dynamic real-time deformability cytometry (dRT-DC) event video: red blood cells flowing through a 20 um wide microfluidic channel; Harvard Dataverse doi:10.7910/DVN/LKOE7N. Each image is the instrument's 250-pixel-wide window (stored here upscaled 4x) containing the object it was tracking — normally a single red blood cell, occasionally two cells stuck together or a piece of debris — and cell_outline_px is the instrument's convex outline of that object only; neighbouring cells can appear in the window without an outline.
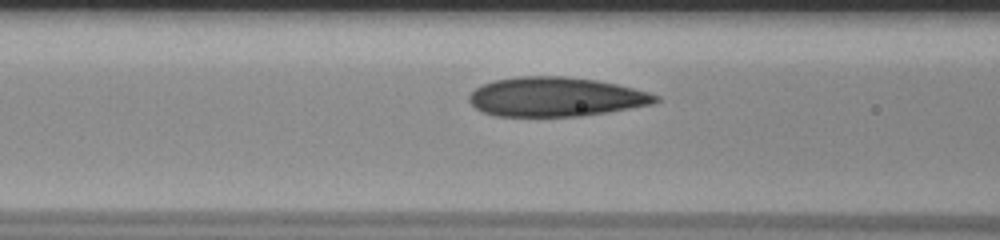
{"species": "human", "species_latin": "Homo sapiens", "temperature_condition": "room temperature", "stored_images_in_passage": 34, "camera_frame_rate_fps": 3000, "um_per_image_px": 0.085, "donor": {"sex": "male"}, "frame": {"image": 1, "passage_image": 6, "time_ms": 1.667, "image_size_px": [1000, 240], "cell_outline_px": [[660, 100], [652, 104], [608, 112], [584, 116], [496, 116], [484, 112], [476, 108], [468, 100], [468, 96], [476, 88], [484, 84], [496, 80], [520, 76], [564, 76], [596, 80], [616, 84], [648, 92], [660, 96]], "centroid_in_image_um": [47.25, 8.24], "position_along_channel_um": 119.4, "area_um2": 42.54}}
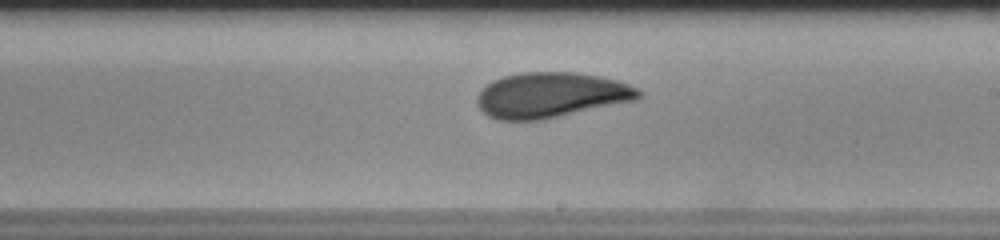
{"frame": {"image": 2, "passage_image": 16, "time_ms": 5.0, "image_size_px": [1000, 240], "cell_outline_px": [[644, 96], [640, 100], [544, 120], [496, 120], [488, 116], [476, 104], [476, 96], [492, 80], [504, 76], [524, 72], [572, 72], [600, 76], [616, 80], [640, 88], [644, 92]], "centroid_in_image_um": [46.91, 8.1], "position_along_channel_um": 242.1, "area_um2": 43.35}}
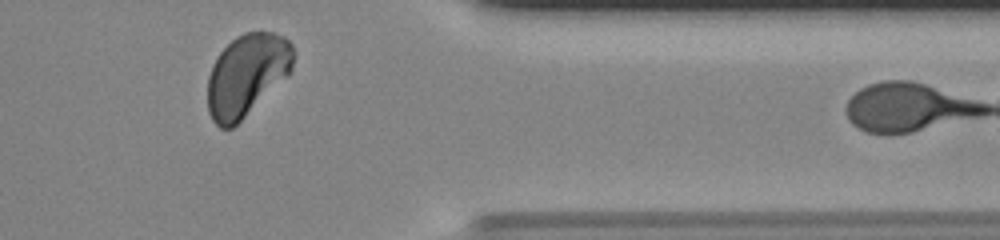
{"frame": {"image": 3, "passage_image": 29, "time_ms": 9.333, "image_size_px": [1000, 240], "cell_outline_px": [[292, 72], [288, 76], [232, 128], [220, 128], [212, 120], [208, 112], [208, 76], [212, 64], [220, 52], [236, 36], [244, 32], [260, 28], [284, 36], [292, 44]], "centroid_in_image_um": [20.98, 6.34], "position_along_channel_um": 390.4, "area_um2": 41.27}, "authors_computed_cell_mechanics": {"area_um2": 41.7894, "velocity_mm_per_s": 3.6934, "shape_relaxation_time_tau1_ms": 6.4047, "shape_relaxation_time_tau2_ms": 0.5621, "deformation_change_tau1": 0.1822, "deformation_change_tau2": 0.0425}}